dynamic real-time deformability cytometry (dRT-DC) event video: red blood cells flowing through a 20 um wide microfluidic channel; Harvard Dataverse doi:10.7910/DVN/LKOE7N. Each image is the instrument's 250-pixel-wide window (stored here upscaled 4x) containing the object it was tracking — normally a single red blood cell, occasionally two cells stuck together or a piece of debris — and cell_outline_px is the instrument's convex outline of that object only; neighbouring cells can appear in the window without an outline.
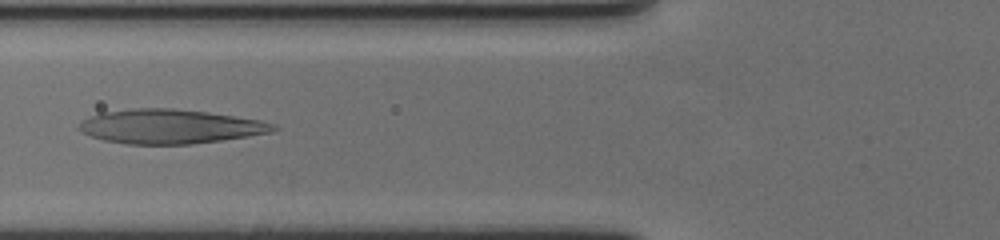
{"species": "human", "species_latin": "Homo sapiens", "temperature_condition": "cold", "stored_images_in_passage": 44, "camera_frame_rate_fps": 3000, "um_per_image_px": 0.085, "donor": {"sex": "female"}, "frame": {"image": 1, "passage_image": 13, "time_ms": 4.0, "image_size_px": [1000, 240], "cell_outline_px": [[280, 128], [272, 132], [248, 136], [192, 144], [128, 144], [104, 140], [92, 136], [76, 128], [84, 120], [100, 112], [132, 108], [172, 108], [208, 112], [260, 120], [276, 124]], "centroid_in_image_um": [14.48, 10.74], "position_along_channel_um": 111.3, "area_um2": 38.67}}
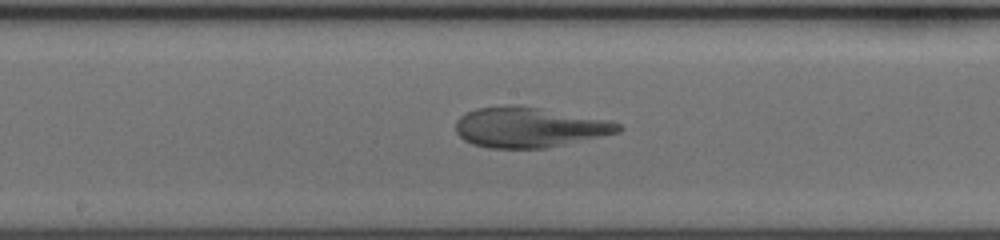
{"frame": {"image": 2, "passage_image": 21, "time_ms": 6.667, "image_size_px": [1000, 240], "cell_outline_px": [[624, 128], [620, 132], [548, 148], [488, 148], [472, 144], [464, 140], [456, 132], [456, 120], [460, 116], [476, 108], [504, 104], [516, 104], [612, 120], [620, 124]], "centroid_in_image_um": [44.99, 10.81], "position_along_channel_um": 203.2, "area_um2": 38.49}}
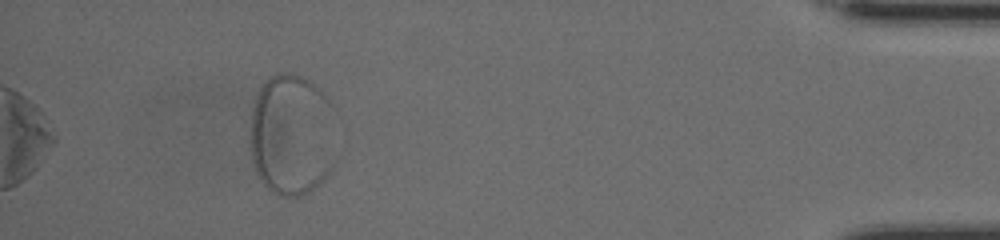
{"frame": {"image": 3, "passage_image": 44, "time_ms": 14.333, "image_size_px": [1000, 240], "cell_outline_px": [[332, 164], [328, 176], [324, 180], [308, 192], [300, 196], [280, 196], [272, 192], [260, 180], [256, 172], [252, 160], [252, 108], [256, 96], [260, 88], [276, 72], [292, 72], [308, 80], [320, 88], [324, 92], [328, 100]], "centroid_in_image_um": [24.74, 11.47], "position_along_channel_um": 410.5, "area_um2": 59.88}}